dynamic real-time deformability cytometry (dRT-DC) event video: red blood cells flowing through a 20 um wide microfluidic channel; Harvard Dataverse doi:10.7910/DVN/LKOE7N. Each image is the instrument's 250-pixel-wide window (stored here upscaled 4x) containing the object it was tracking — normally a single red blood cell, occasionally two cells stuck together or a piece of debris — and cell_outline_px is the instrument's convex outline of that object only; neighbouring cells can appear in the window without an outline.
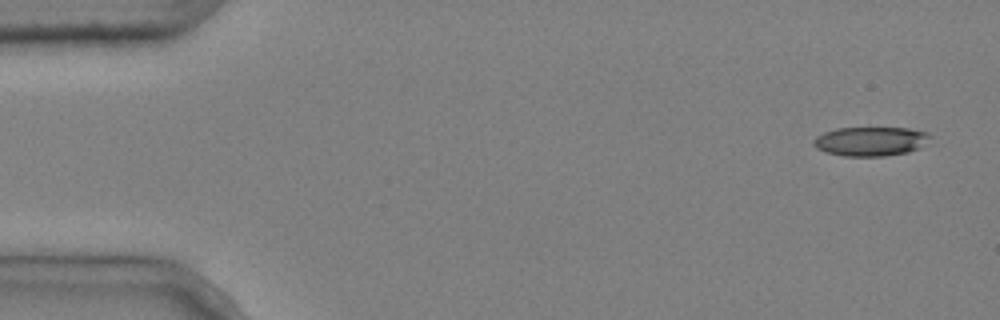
{"species": "common noctule bat (a hibernating species)", "species_latin": "Nyctalus noctula", "temperature_condition": "cold", "stored_images_in_passage": 4, "camera_frame_rate_fps": 3000, "um_per_image_px": 0.085, "animal": {"sex": "male", "body_mass_g": 20.4}, "frame": {"image": 1, "passage_image": 1, "time_ms": 0.0, "image_size_px": [1000, 320], "cell_outline_px": [[932, 136], [916, 148], [908, 152], [884, 156], [844, 156], [828, 152], [816, 148], [812, 144], [812, 140], [816, 136], [824, 132], [836, 128], [908, 128], [928, 132]], "centroid_in_image_um": [73.95, 12.0], "position_along_channel_um": 11.1, "area_um2": 19.65}}
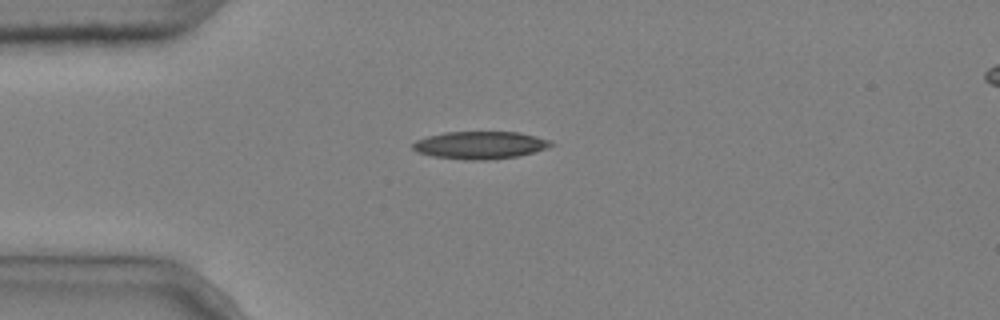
{"frame": {"image": 2, "passage_image": 4, "time_ms": 1.0, "image_size_px": [1000, 320], "cell_outline_px": [[556, 144], [548, 148], [516, 156], [484, 160], [464, 160], [432, 156], [416, 152], [412, 148], [412, 144], [416, 140], [428, 136], [444, 132], [520, 132], [552, 140]], "centroid_in_image_um": [40.81, 12.33], "position_along_channel_um": 44.2, "area_um2": 22.31}}